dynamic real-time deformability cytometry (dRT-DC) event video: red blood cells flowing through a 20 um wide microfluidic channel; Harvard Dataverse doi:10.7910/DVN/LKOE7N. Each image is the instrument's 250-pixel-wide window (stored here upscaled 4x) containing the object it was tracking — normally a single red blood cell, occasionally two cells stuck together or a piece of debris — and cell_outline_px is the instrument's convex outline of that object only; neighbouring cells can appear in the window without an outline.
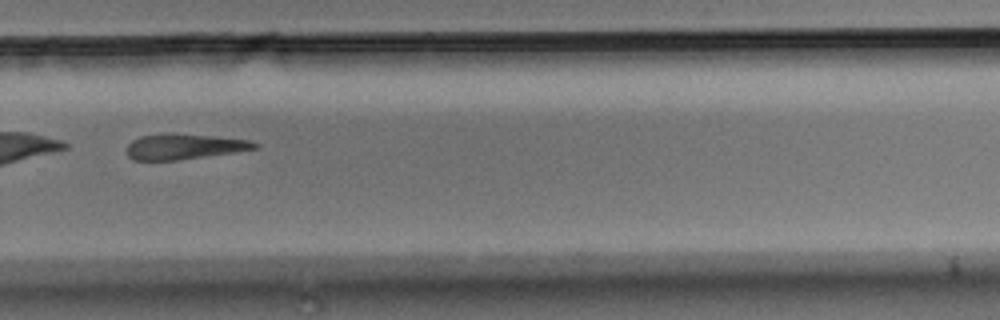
{"species": "Egyptian fruit bat (a non-hibernating species)", "species_latin": "Rousettus aegyptiacus", "temperature_condition": "room temperature", "stored_images_in_passage": 39, "camera_frame_rate_fps": 3000, "um_per_image_px": 0.085, "animal": {"sex": "male"}, "frame": {"image": 1, "passage_image": 23, "time_ms": 7.333, "image_size_px": [1000, 320], "cell_outline_px": [[260, 144], [256, 148], [232, 152], [176, 160], [132, 160], [128, 156], [128, 144], [132, 140], [140, 136], [164, 132], [172, 132], [252, 140]], "centroid_in_image_um": [15.62, 12.43], "position_along_channel_um": 314.2, "area_um2": 19.02}}